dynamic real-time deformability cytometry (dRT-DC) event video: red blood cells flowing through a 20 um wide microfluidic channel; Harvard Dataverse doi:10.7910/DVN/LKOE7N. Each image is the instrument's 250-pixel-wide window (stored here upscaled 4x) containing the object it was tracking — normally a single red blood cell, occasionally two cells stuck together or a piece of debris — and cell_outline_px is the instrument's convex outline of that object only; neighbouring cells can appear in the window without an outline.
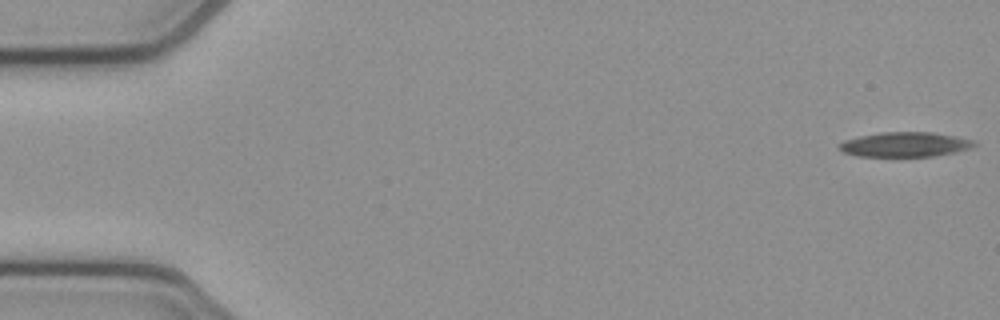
{"species": "common noctule bat (a hibernating species)", "species_latin": "Nyctalus noctula", "temperature_condition": "cold", "stored_images_in_passage": 4, "camera_frame_rate_fps": 3000, "um_per_image_px": 0.085, "animal": {"sex": "female", "body_mass_g": 21.9}, "frame": {"image": 1, "passage_image": 1, "time_ms": 0.0, "image_size_px": [1000, 320], "cell_outline_px": [[980, 144], [972, 148], [956, 152], [936, 156], [856, 156], [844, 152], [840, 148], [840, 144], [844, 140], [860, 136], [880, 132], [932, 132], [956, 136], [976, 140]], "centroid_in_image_um": [77.03, 12.27], "position_along_channel_um": 8.0, "area_um2": 19.59}}
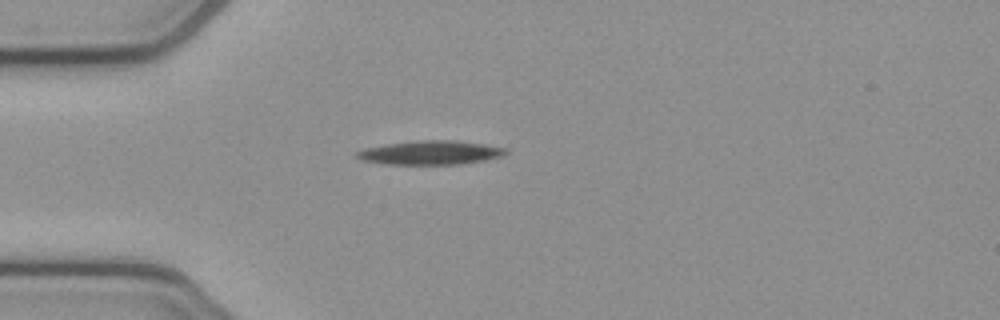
{"frame": {"image": 2, "passage_image": 4, "time_ms": 1.0, "image_size_px": [1000, 320], "cell_outline_px": [[508, 152], [500, 156], [484, 160], [460, 164], [388, 164], [364, 160], [356, 156], [356, 152], [364, 148], [388, 144], [420, 140], [456, 140], [484, 144], [508, 148]], "centroid_in_image_um": [36.63, 12.97], "position_along_channel_um": 48.4, "area_um2": 20.52}}